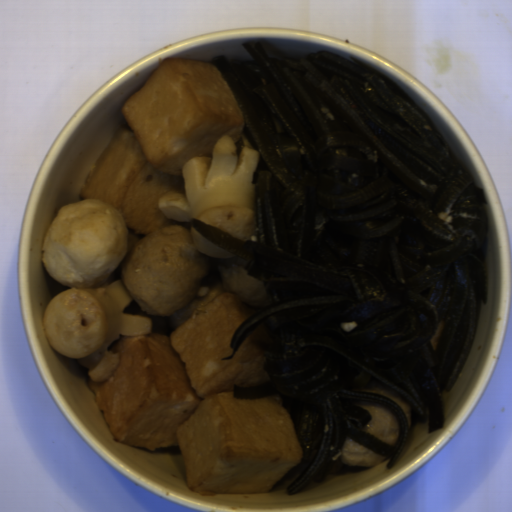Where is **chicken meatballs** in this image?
I'll use <instances>...</instances> for the list:
<instances>
[{"label": "chicken meatballs", "mask_w": 512, "mask_h": 512, "mask_svg": "<svg viewBox=\"0 0 512 512\" xmlns=\"http://www.w3.org/2000/svg\"><path fill=\"white\" fill-rule=\"evenodd\" d=\"M210 270L191 228L182 225L143 235L119 264L120 280L140 310L164 318L193 303Z\"/></svg>", "instance_id": "obj_1"}]
</instances>
